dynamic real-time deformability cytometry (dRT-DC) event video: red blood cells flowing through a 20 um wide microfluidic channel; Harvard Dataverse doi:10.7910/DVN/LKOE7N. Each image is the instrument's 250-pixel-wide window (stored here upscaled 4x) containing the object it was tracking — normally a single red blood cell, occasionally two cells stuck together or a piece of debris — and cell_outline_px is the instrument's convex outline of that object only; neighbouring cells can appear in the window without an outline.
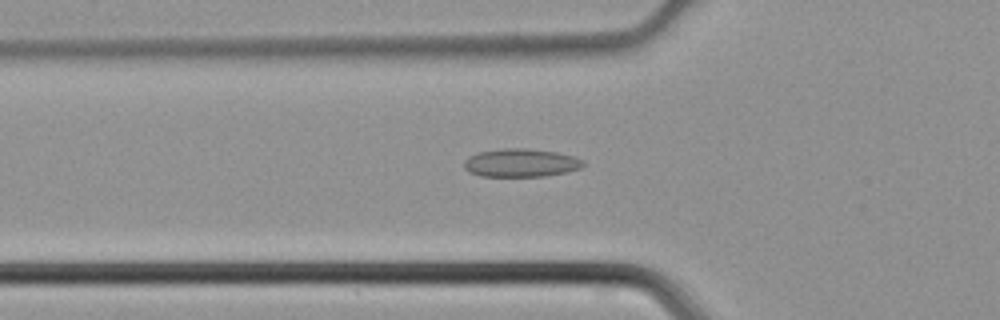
{"species": "common noctule bat (a hibernating species)", "species_latin": "Nyctalus noctula", "temperature_condition": "cold", "stored_images_in_passage": 44, "camera_frame_rate_fps": 3000, "um_per_image_px": 0.085, "animal": {"sex": "male", "body_mass_g": 21.5, "forearm_length_mm": 52.0}, "frame": {"image": 1, "passage_image": 13, "time_ms": 4.0, "image_size_px": [1000, 320], "cell_outline_px": [[584, 164], [580, 168], [568, 172], [544, 176], [480, 176], [468, 172], [464, 168], [464, 160], [468, 156], [480, 152], [504, 148], [528, 148], [556, 152], [572, 156], [584, 160]], "centroid_in_image_um": [44.26, 13.84], "position_along_channel_um": 81.5, "area_um2": 19.65}}
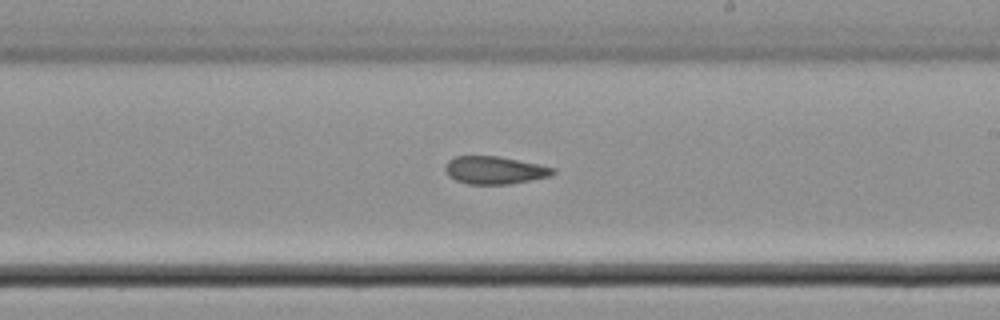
{"frame": {"image": 2, "passage_image": 24, "time_ms": 7.667, "image_size_px": [1000, 320], "cell_outline_px": [[556, 172], [552, 176], [508, 184], [468, 184], [456, 180], [448, 176], [444, 168], [448, 160], [456, 156], [500, 156], [556, 168]], "centroid_in_image_um": [42.05, 14.46], "position_along_channel_um": 247.0, "area_um2": 17.46}}
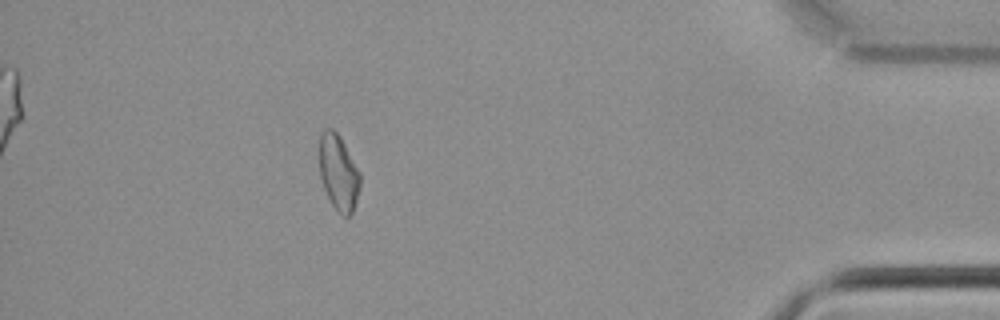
{"frame": {"image": 3, "passage_image": 38, "time_ms": 12.333, "image_size_px": [1000, 320], "cell_outline_px": [[360, 188], [352, 212], [348, 216], [344, 216], [332, 204], [324, 188], [320, 176], [320, 136], [324, 128], [332, 128], [340, 136], [360, 172]], "centroid_in_image_um": [28.78, 14.63], "position_along_channel_um": 406.4, "area_um2": 17.69}}